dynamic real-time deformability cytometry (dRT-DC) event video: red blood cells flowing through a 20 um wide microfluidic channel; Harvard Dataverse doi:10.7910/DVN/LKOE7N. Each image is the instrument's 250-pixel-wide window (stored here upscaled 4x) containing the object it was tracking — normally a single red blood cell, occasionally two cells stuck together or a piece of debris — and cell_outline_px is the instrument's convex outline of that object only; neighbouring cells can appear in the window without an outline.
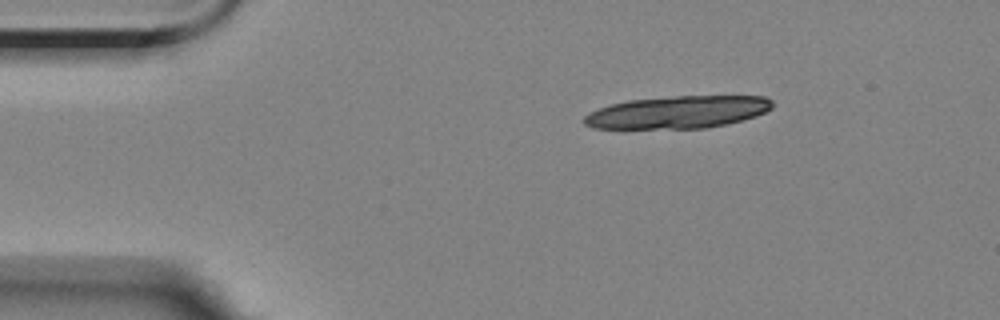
{"species": "Egyptian fruit bat (a non-hibernating species)", "species_latin": "Rousettus aegyptiacus", "temperature_condition": "room temperature", "stored_images_in_passage": 3, "camera_frame_rate_fps": 3000, "um_per_image_px": 0.085, "animal": {"sex": "female"}, "frame": {"image": 1, "passage_image": 1, "time_ms": 0.0, "image_size_px": [1000, 320], "cell_outline_px": [[776, 104], [772, 108], [756, 116], [724, 124], [704, 128], [592, 128], [584, 124], [584, 116], [600, 108], [612, 104], [628, 100], [676, 96], [764, 96], [772, 100]], "centroid_in_image_um": [57.65, 9.52], "position_along_channel_um": 27.4, "area_um2": 35.26}}